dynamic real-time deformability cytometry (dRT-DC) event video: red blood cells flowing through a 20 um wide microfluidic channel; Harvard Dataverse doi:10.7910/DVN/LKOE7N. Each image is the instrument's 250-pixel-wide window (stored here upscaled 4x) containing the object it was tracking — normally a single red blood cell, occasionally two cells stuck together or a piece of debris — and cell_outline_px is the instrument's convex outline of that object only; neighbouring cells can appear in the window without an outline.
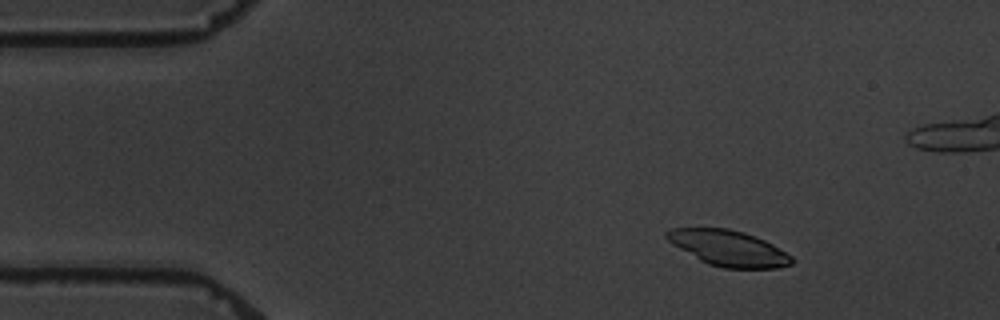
{"species": "common noctule bat (a hibernating species)", "species_latin": "Nyctalus noctula", "temperature_condition": "warm", "stored_images_in_passage": 4, "camera_frame_rate_fps": 3000, "um_per_image_px": 0.085, "animal": {"sex": "male", "body_mass_g": 19.5, "forearm_length_mm": 54.6}, "frame": {"image": 1, "passage_image": 2, "time_ms": 1.0, "image_size_px": [1000, 320], "cell_outline_px": [[796, 260], [792, 264], [776, 268], [724, 268], [708, 264], [700, 260], [672, 244], [664, 236], [664, 232], [668, 228], [728, 228], [744, 232], [764, 240], [772, 244], [792, 256]], "centroid_in_image_um": [61.91, 21.09], "position_along_channel_um": 23.1, "area_um2": 26.01}}